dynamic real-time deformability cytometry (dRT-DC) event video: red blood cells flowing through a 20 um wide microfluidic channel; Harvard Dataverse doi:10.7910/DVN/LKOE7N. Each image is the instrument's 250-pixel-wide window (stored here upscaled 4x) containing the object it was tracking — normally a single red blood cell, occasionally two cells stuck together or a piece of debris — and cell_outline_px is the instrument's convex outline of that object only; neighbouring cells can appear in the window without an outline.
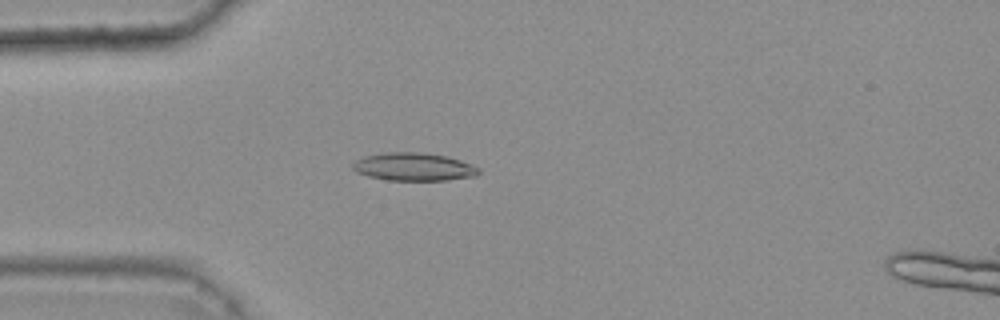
{"species": "common noctule bat (a hibernating species)", "species_latin": "Nyctalus noctula", "temperature_condition": "warm", "stored_images_in_passage": 34, "camera_frame_rate_fps": 3000, "um_per_image_px": 0.085, "animal": {"sex": "female", "body_mass_g": 25.1}, "frame": {"image": 1, "passage_image": 3, "time_ms": 0.667, "image_size_px": [1000, 320], "cell_outline_px": [[480, 172], [476, 176], [444, 180], [388, 180], [368, 176], [356, 172], [352, 168], [352, 164], [356, 160], [364, 156], [388, 152], [416, 152], [448, 156], [460, 160], [480, 168]], "centroid_in_image_um": [35.16, 14.18], "position_along_channel_um": 49.8, "area_um2": 20.46}}
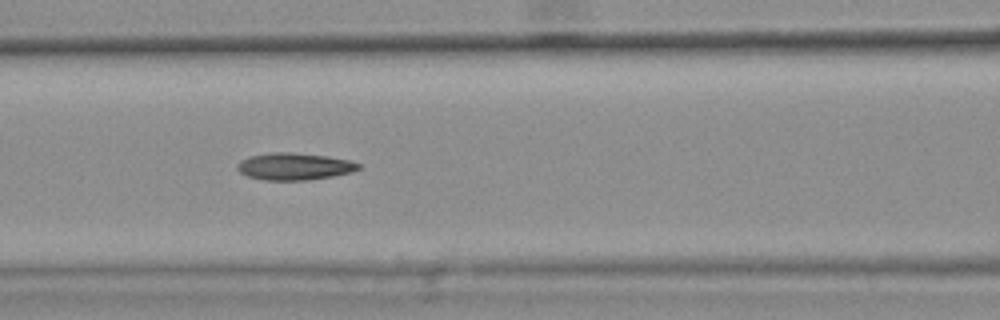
{"frame": {"image": 2, "passage_image": 11, "time_ms": 3.333, "image_size_px": [1000, 320], "cell_outline_px": [[360, 168], [352, 172], [332, 176], [308, 180], [264, 180], [248, 176], [240, 172], [236, 168], [236, 164], [240, 160], [248, 156], [272, 152], [292, 152], [324, 156], [348, 160], [360, 164]], "centroid_in_image_um": [24.97, 14.14], "position_along_channel_um": 141.6, "area_um2": 19.07}}
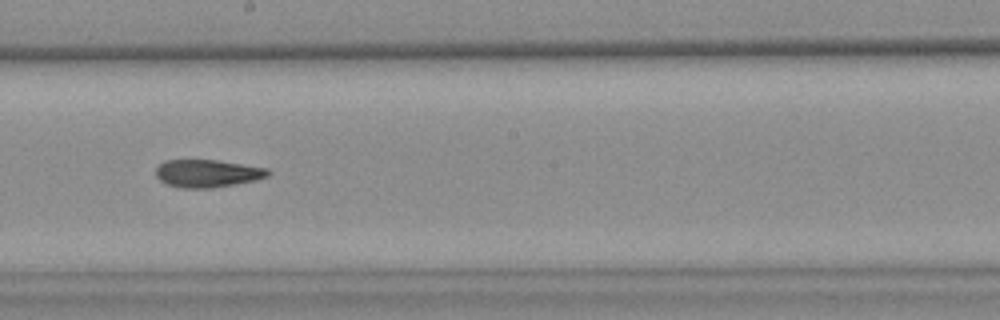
{"frame": {"image": 3, "passage_image": 18, "time_ms": 5.667, "image_size_px": [1000, 320], "cell_outline_px": [[272, 172], [268, 176], [256, 180], [212, 188], [180, 188], [168, 184], [160, 180], [156, 176], [156, 168], [164, 160], [216, 160], [268, 168]], "centroid_in_image_um": [17.64, 14.74], "position_along_channel_um": 230.6, "area_um2": 18.09}, "authors_computed_cell_mechanics": {"area_um2": 18.6116, "velocity_mm_per_s": 3.8286, "shape_relaxation_time_tau1_ms": null, "shape_relaxation_time_tau2_ms": 6.2634, "deformation_change_tau1": null, "deformation_change_tau2": 0.1539}}